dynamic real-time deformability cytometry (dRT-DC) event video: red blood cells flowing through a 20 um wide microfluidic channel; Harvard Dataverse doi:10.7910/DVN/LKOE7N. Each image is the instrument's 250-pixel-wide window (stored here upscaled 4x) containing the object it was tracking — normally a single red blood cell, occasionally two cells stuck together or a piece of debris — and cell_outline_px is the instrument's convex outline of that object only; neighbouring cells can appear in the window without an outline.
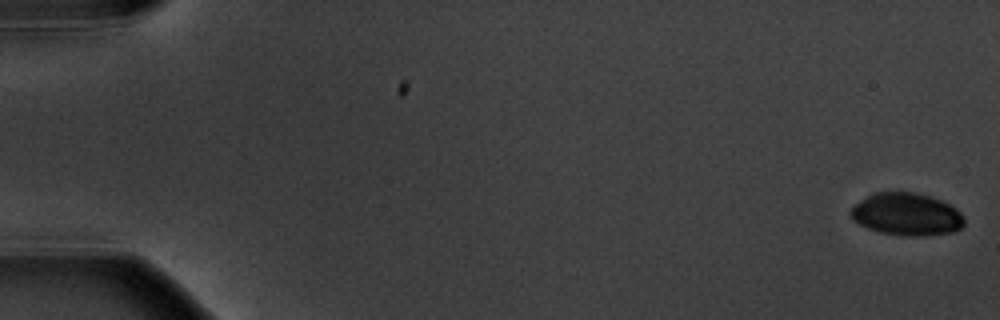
{"species": "common noctule bat (a hibernating species)", "species_latin": "Nyctalus noctula", "temperature_condition": "warm", "stored_images_in_passage": 7, "camera_frame_rate_fps": 3000, "um_per_image_px": 0.085, "animal": {"sex": "male", "body_mass_g": 20.1, "forearm_length_mm": 53.5}, "frame": {"image": 1, "passage_image": 1, "time_ms": 0.0, "image_size_px": [1000, 320], "cell_outline_px": [[964, 224], [960, 228], [952, 232], [924, 236], [908, 236], [880, 232], [868, 228], [852, 220], [848, 212], [860, 200], [876, 192], [916, 192], [940, 200], [956, 208], [964, 216]], "centroid_in_image_um": [77.06, 18.22], "position_along_channel_um": 7.9, "area_um2": 28.03}}
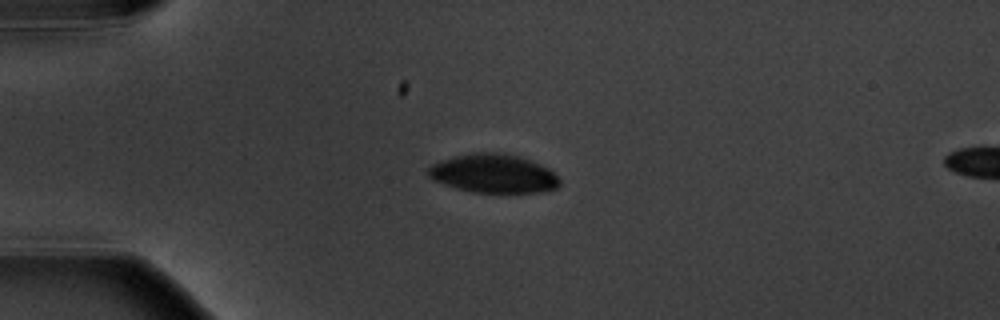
{"frame": {"image": 2, "passage_image": 5, "time_ms": 4.667, "image_size_px": [1000, 320], "cell_outline_px": [[560, 184], [556, 188], [544, 192], [472, 192], [456, 188], [432, 180], [428, 176], [428, 168], [432, 164], [456, 156], [472, 152], [500, 152], [516, 156], [540, 164], [548, 168], [560, 180]], "centroid_in_image_um": [41.93, 14.76], "position_along_channel_um": 43.1, "area_um2": 29.42}}